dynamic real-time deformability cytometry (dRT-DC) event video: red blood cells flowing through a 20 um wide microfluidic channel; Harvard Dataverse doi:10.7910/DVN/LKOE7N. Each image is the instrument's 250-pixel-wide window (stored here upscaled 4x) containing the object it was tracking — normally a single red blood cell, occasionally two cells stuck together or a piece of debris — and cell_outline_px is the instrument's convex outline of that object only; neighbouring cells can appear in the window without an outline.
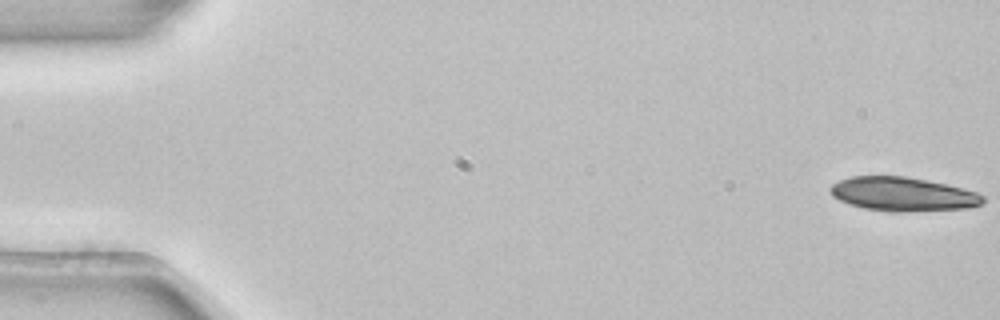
{"species": "common noctule bat (a hibernating species)", "species_latin": "Nyctalus noctula", "temperature_condition": "room temperature", "stored_images_in_passage": 54, "camera_frame_rate_fps": 3000, "um_per_image_px": 0.085, "animal": {"sex": "female", "body_mass_g": 22.7, "forearm_length_mm": 54.2}, "frame": {"image": 1, "passage_image": 1, "time_ms": 0.0, "image_size_px": [1000, 320], "cell_outline_px": [[984, 204], [968, 208], [908, 212], [888, 212], [864, 208], [840, 200], [832, 196], [828, 188], [832, 184], [840, 180], [852, 176], [904, 176], [944, 184], [976, 192], [984, 196]], "centroid_in_image_um": [76.73, 16.51], "position_along_channel_um": 8.3, "area_um2": 30.11}}
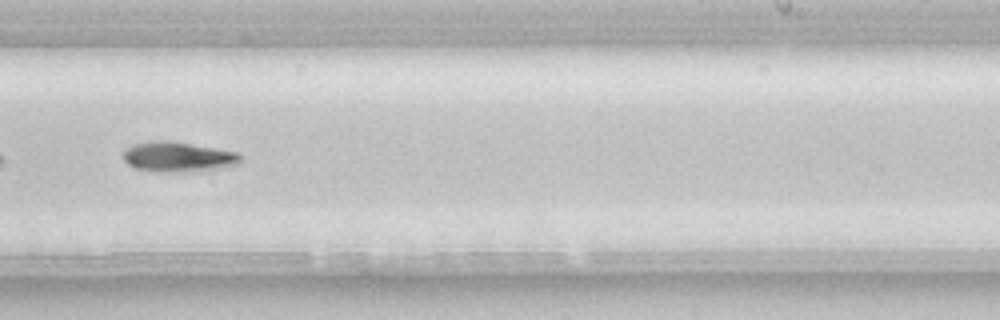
{"frame": {"image": 2, "passage_image": 34, "time_ms": 11.0, "image_size_px": [1000, 320], "cell_outline_px": [[240, 164], [200, 172], [160, 172], [136, 168], [128, 164], [124, 160], [124, 148], [132, 144], [152, 140], [172, 140], [240, 152]], "centroid_in_image_um": [15.16, 13.32], "position_along_channel_um": 273.8, "area_um2": 21.1}, "authors_computed_cell_mechanics": {"area_um2": 21.6172, "velocity_mm_per_s": 3.8646, "shape_relaxation_time_tau1_ms": 3.9276, "shape_relaxation_time_tau2_ms": null, "deformation_change_tau1": 0.1598, "deformation_change_tau2": null}}